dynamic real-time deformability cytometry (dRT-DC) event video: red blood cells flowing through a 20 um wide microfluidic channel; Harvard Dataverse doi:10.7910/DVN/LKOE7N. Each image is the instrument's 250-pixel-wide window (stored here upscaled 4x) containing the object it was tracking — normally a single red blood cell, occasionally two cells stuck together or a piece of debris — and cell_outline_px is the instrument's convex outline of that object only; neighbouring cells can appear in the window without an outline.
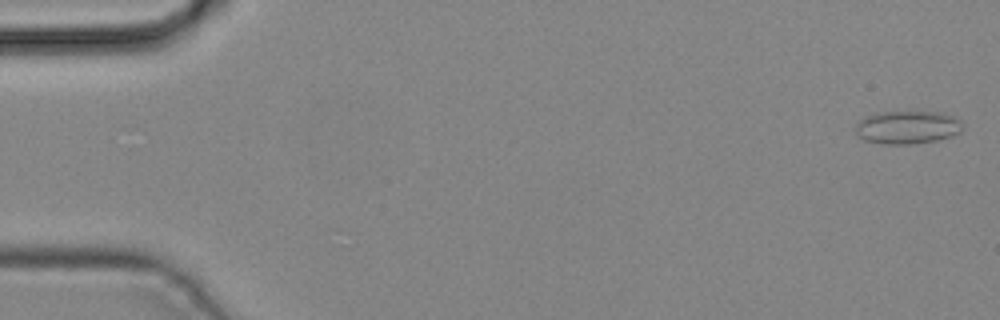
{"species": "common noctule bat (a hibernating species)", "species_latin": "Nyctalus noctula", "temperature_condition": "cold", "stored_images_in_passage": 44, "camera_frame_rate_fps": 3000, "um_per_image_px": 0.085, "animal": {"sex": "male", "body_mass_g": 19.2, "forearm_length_mm": 51.8}, "frame": {"image": 1, "passage_image": 1, "time_ms": 0.0, "image_size_px": [1000, 320], "cell_outline_px": [[964, 128], [960, 132], [952, 136], [936, 140], [912, 144], [884, 144], [864, 140], [856, 132], [856, 124], [864, 116], [876, 112], [912, 108], [936, 112], [956, 116], [960, 120]], "centroid_in_image_um": [77.14, 10.76], "position_along_channel_um": 7.9, "area_um2": 21.62}}
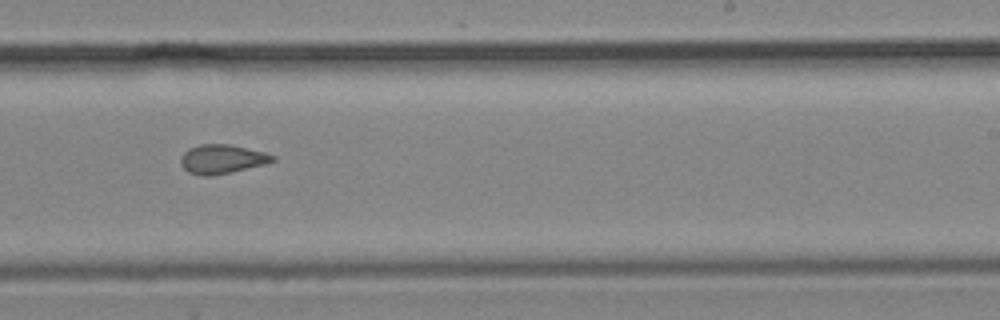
{"frame": {"image": 2, "passage_image": 27, "time_ms": 8.667, "image_size_px": [1000, 320], "cell_outline_px": [[276, 160], [264, 164], [212, 176], [204, 176], [188, 172], [180, 164], [180, 156], [188, 148], [200, 144], [232, 144], [264, 152], [276, 156]], "centroid_in_image_um": [18.85, 13.51], "position_along_channel_um": 270.2, "area_um2": 15.61}}
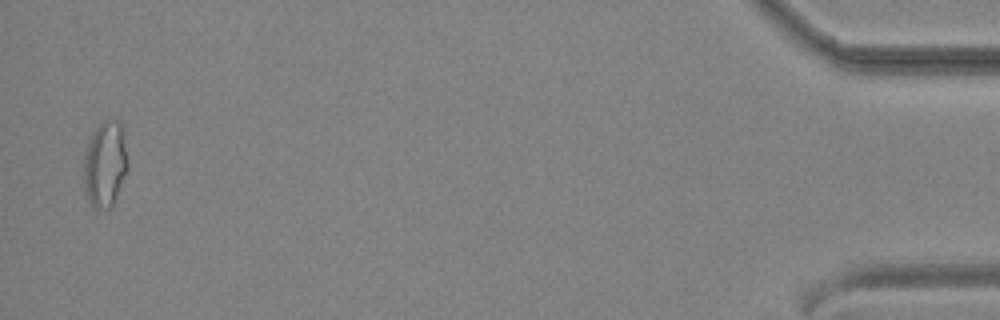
{"frame": {"image": 3, "passage_image": 43, "time_ms": 14.0, "image_size_px": [1000, 320], "cell_outline_px": [[128, 168], [112, 208], [96, 208], [88, 200], [84, 184], [84, 156], [88, 140], [92, 132], [104, 120], [120, 120], [128, 164]], "centroid_in_image_um": [8.93, 13.95], "position_along_channel_um": 426.3, "area_um2": 21.91}}